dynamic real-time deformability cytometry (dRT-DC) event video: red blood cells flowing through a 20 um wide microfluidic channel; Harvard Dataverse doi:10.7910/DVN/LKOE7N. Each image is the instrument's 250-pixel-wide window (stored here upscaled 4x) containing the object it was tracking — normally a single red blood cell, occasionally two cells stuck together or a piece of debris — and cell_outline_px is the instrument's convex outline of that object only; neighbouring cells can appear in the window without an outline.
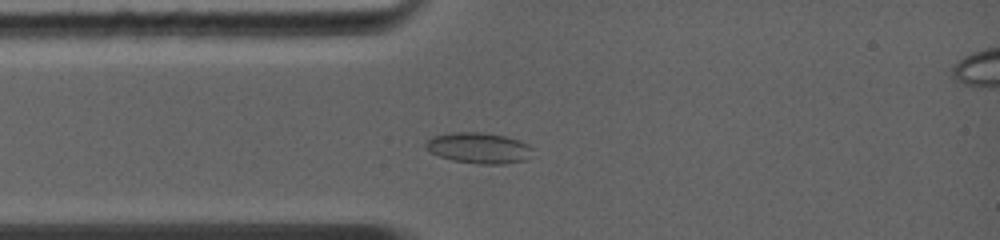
{"species": "common noctule bat (a hibernating species)", "species_latin": "Nyctalus noctula", "temperature_condition": "warm", "stored_images_in_passage": 16, "camera_frame_rate_fps": 5000, "um_per_image_px": 0.085, "animal": {"sex": "female", "body_mass_g": 19.0, "forearm_length_mm": 56.7}, "frame": {"image": 1, "passage_image": 4, "time_ms": 2.2, "image_size_px": [1000, 240], "cell_outline_px": [[532, 148], [524, 160], [504, 164], [480, 164], [452, 160], [440, 156], [424, 148], [424, 144], [432, 136], [452, 132], [480, 132], [504, 136], [528, 144]], "centroid_in_image_um": [40.63, 12.57], "position_along_channel_um": 44.4, "area_um2": 18.9}}
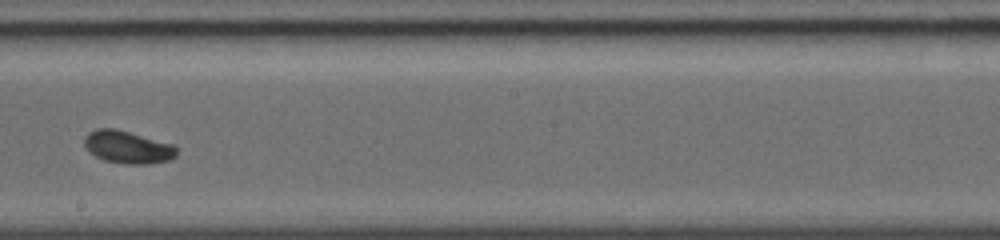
{"frame": {"image": 2, "passage_image": 10, "time_ms": 6.6, "image_size_px": [1000, 240], "cell_outline_px": [[180, 148], [176, 156], [168, 160], [148, 164], [128, 164], [104, 160], [96, 156], [84, 144], [84, 136], [88, 132], [96, 128], [116, 128], [176, 144]], "centroid_in_image_um": [10.92, 12.48], "position_along_channel_um": 237.3, "area_um2": 17.8}}
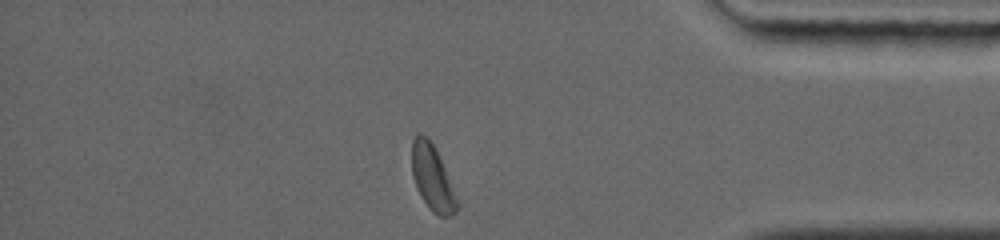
{"frame": {"image": 3, "passage_image": 16, "time_ms": 10.8, "image_size_px": [1000, 240], "cell_outline_px": [[460, 204], [456, 212], [448, 216], [440, 216], [432, 212], [420, 196], [416, 188], [412, 172], [412, 140], [416, 132], [420, 132], [432, 144], [444, 168]], "centroid_in_image_um": [36.74, 15.15], "position_along_channel_um": 398.5, "area_um2": 16.94}, "authors_computed_cell_mechanics": {"area_um2": 17.0221, "velocity_mm_per_s": 4.4286, "shape_relaxation_time_tau1_ms": 2.8339, "shape_relaxation_time_tau2_ms": null, "deformation_change_tau1": 0.071, "deformation_change_tau2": null}}